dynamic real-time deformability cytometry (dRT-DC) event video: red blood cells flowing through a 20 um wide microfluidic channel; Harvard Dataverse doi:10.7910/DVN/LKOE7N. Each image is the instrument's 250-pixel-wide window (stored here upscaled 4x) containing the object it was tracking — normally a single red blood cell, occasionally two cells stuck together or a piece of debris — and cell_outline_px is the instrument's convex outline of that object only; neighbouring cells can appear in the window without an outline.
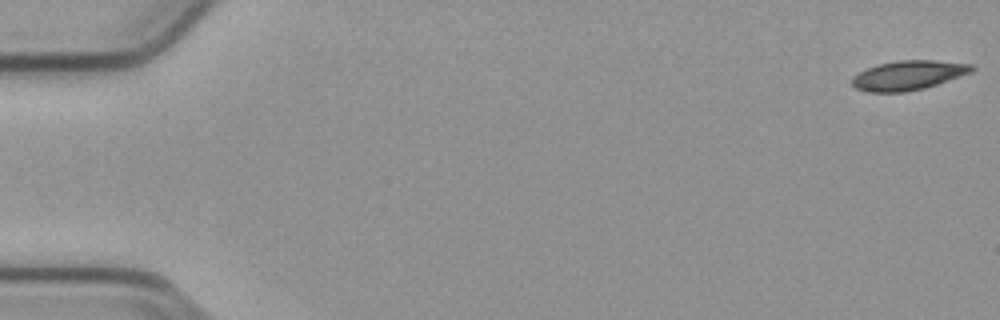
{"species": "common noctule bat (a hibernating species)", "species_latin": "Nyctalus noctula", "temperature_condition": "cold", "stored_images_in_passage": 11, "camera_frame_rate_fps": 3000, "um_per_image_px": 0.085, "animal": {"sex": "male", "body_mass_g": 23.1, "forearm_length_mm": 52.7}, "frame": {"image": 1, "passage_image": 1, "time_ms": 0.0, "image_size_px": [1000, 320], "cell_outline_px": [[976, 68], [972, 72], [924, 88], [904, 92], [868, 92], [856, 88], [852, 84], [852, 76], [868, 68], [880, 64], [896, 60], [936, 60], [972, 64]], "centroid_in_image_um": [77.22, 6.39], "position_along_channel_um": 7.8, "area_um2": 20.4}}